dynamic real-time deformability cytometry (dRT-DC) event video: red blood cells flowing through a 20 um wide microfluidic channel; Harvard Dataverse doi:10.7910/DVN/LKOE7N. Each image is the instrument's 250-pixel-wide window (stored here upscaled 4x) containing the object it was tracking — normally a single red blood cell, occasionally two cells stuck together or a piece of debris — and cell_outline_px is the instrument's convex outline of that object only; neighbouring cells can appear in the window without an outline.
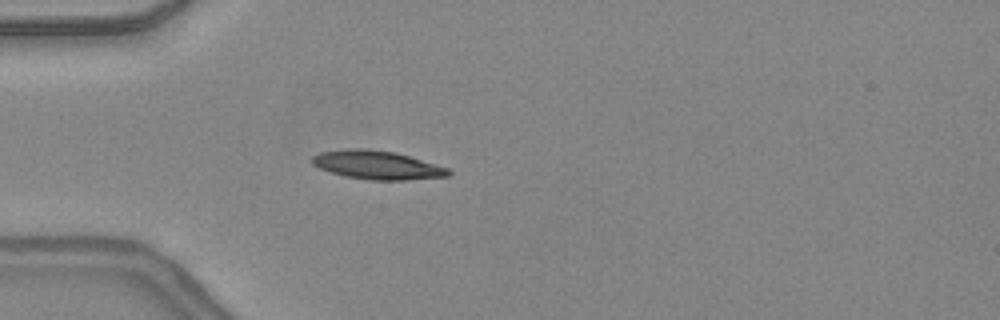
{"species": "common noctule bat (a hibernating species)", "species_latin": "Nyctalus noctula", "temperature_condition": "warm", "stored_images_in_passage": 13, "camera_frame_rate_fps": 3000, "um_per_image_px": 0.085, "animal": {"sex": "female", "body_mass_g": 24.6, "forearm_length_mm": 56.2}, "frame": {"image": 1, "passage_image": 1, "time_ms": 0.0, "image_size_px": [1000, 320], "cell_outline_px": [[452, 172], [448, 176], [408, 180], [368, 180], [344, 176], [320, 168], [312, 164], [312, 156], [320, 152], [352, 148], [360, 148], [396, 152], [448, 168]], "centroid_in_image_um": [32.06, 14.03], "position_along_channel_um": 52.9, "area_um2": 22.6}}
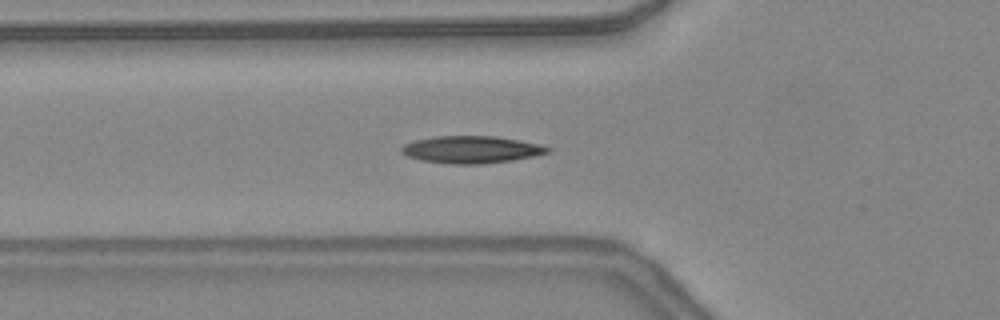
{"frame": {"image": 2, "passage_image": 4, "time_ms": 1.0, "image_size_px": [1000, 320], "cell_outline_px": [[552, 148], [548, 152], [532, 156], [512, 160], [480, 164], [448, 164], [420, 160], [408, 156], [400, 152], [400, 148], [404, 144], [416, 140], [436, 136], [496, 136], [540, 144]], "centroid_in_image_um": [40.03, 12.71], "position_along_channel_um": 85.8, "area_um2": 23.12}}
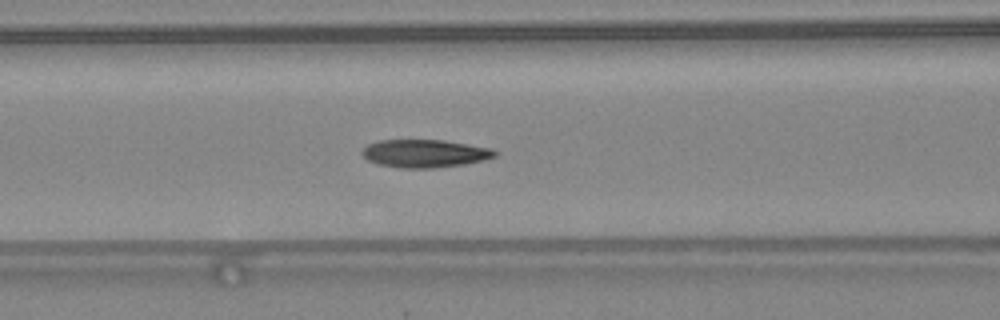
{"frame": {"image": 3, "passage_image": 7, "time_ms": 2.0, "image_size_px": [1000, 320], "cell_outline_px": [[500, 152], [496, 156], [484, 160], [464, 164], [432, 168], [396, 168], [376, 164], [368, 160], [360, 152], [368, 144], [380, 140], [444, 140], [492, 148]], "centroid_in_image_um": [36.12, 13.05], "position_along_channel_um": 130.5, "area_um2": 21.79}}